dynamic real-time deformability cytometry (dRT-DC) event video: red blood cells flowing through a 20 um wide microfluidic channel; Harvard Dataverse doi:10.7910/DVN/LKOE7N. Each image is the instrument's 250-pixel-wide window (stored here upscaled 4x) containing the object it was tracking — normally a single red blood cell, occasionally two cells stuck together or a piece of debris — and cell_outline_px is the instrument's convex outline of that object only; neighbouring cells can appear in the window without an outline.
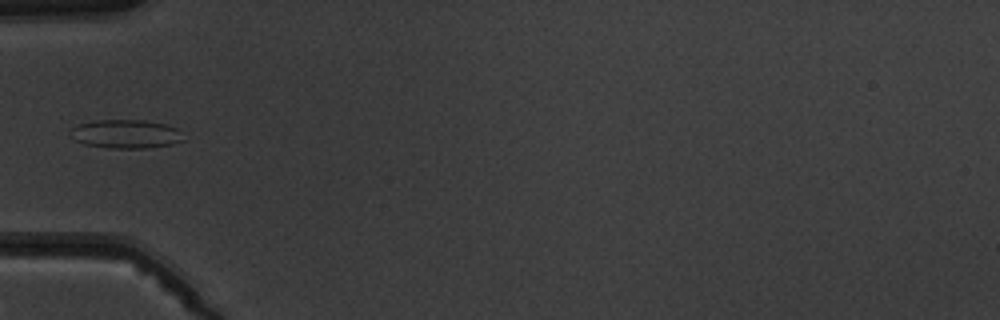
{"species": "common noctule bat (a hibernating species)", "species_latin": "Nyctalus noctula", "temperature_condition": "warm", "stored_images_in_passage": 5, "camera_frame_rate_fps": 3000, "um_per_image_px": 0.085, "animal": {"sex": "male", "body_mass_g": 19.5, "forearm_length_mm": 54.6}, "frame": {"image": 1, "passage_image": 5, "time_ms": 6.333, "image_size_px": [1000, 320], "cell_outline_px": [[184, 140], [172, 144], [148, 148], [108, 148], [84, 144], [76, 140], [68, 132], [72, 128], [80, 124], [96, 120], [140, 120], [164, 124], [176, 128]], "centroid_in_image_um": [10.67, 11.39], "position_along_channel_um": 74.3, "area_um2": 18.67}}